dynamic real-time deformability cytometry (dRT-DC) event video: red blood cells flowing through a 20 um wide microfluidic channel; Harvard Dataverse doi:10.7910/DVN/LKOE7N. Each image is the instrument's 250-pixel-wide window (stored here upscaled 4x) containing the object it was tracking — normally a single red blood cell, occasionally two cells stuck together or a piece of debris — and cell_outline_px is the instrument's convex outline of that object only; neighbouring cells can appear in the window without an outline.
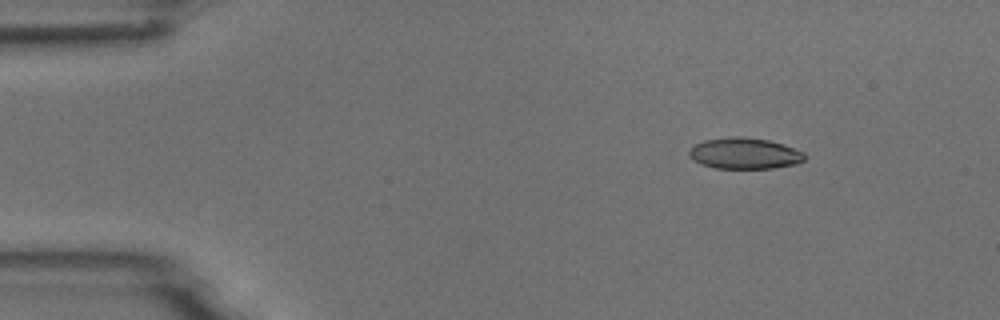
{"species": "common noctule bat (a hibernating species)", "species_latin": "Nyctalus noctula", "temperature_condition": "room temperature", "stored_images_in_passage": 5, "camera_frame_rate_fps": 3000, "um_per_image_px": 0.085, "animal": {"sex": "male", "body_mass_g": 18.8}, "frame": {"image": 1, "passage_image": 2, "time_ms": 1.0, "image_size_px": [1000, 320], "cell_outline_px": [[808, 156], [804, 160], [796, 164], [772, 168], [716, 168], [700, 164], [692, 160], [688, 156], [688, 148], [692, 144], [704, 140], [728, 136], [740, 136], [768, 140], [784, 144], [804, 152]], "centroid_in_image_um": [63.24, 13.03], "position_along_channel_um": 21.8, "area_um2": 21.39}}
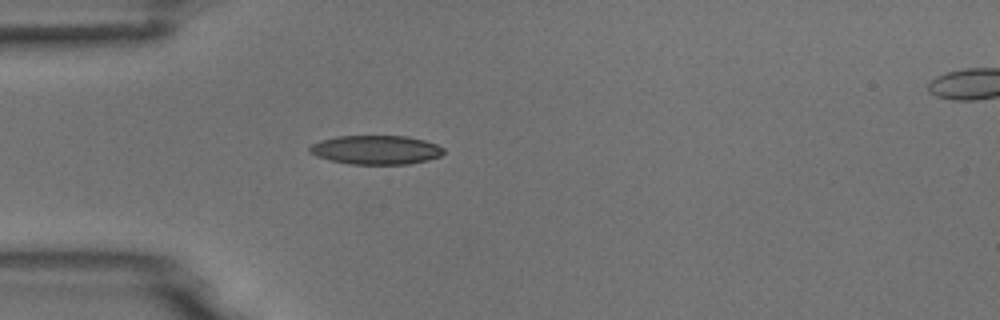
{"frame": {"image": 2, "passage_image": 4, "time_ms": 3.667, "image_size_px": [1000, 320], "cell_outline_px": [[444, 152], [440, 156], [428, 160], [408, 164], [352, 164], [332, 160], [316, 156], [308, 152], [308, 148], [312, 144], [320, 140], [336, 136], [408, 136], [424, 140], [436, 144], [444, 148]], "centroid_in_image_um": [31.95, 12.73], "position_along_channel_um": 53.0, "area_um2": 22.66}}